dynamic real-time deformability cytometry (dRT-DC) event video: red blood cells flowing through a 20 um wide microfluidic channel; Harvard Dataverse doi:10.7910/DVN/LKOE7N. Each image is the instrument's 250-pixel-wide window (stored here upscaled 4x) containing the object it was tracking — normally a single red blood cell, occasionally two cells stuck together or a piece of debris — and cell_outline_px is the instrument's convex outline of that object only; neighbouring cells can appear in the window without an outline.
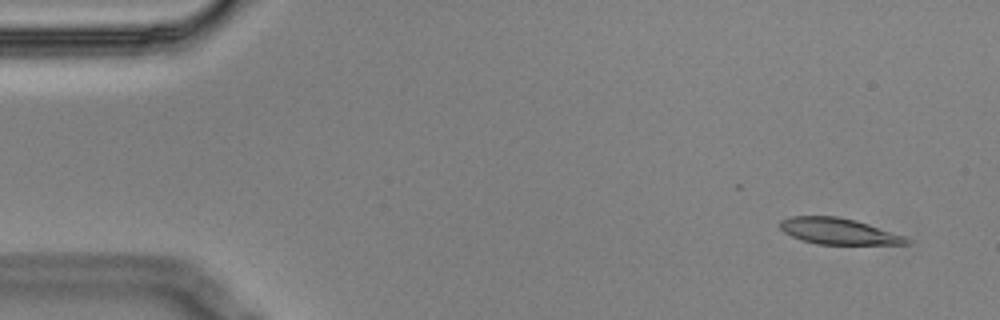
{"species": "Egyptian fruit bat (a non-hibernating species)", "species_latin": "Rousettus aegyptiacus", "temperature_condition": "cold", "stored_images_in_passage": 6, "camera_frame_rate_fps": 3000, "um_per_image_px": 0.085, "animal": {"sex": "male"}, "frame": {"image": 1, "passage_image": 1, "time_ms": 0.0, "image_size_px": [1000, 320], "cell_outline_px": [[912, 240], [908, 244], [816, 244], [800, 240], [784, 232], [780, 228], [780, 220], [792, 216], [836, 216], [856, 220], [904, 236]], "centroid_in_image_um": [71.25, 19.66], "position_along_channel_um": 13.8, "area_um2": 19.19}}
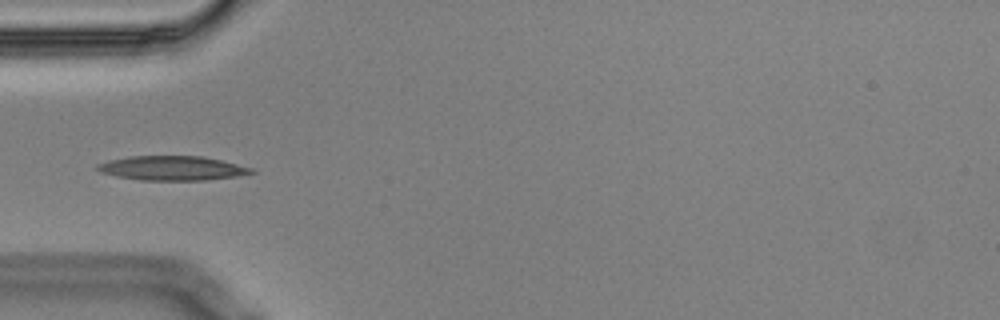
{"frame": {"image": 2, "passage_image": 5, "time_ms": 1.333, "image_size_px": [1000, 320], "cell_outline_px": [[256, 172], [236, 176], [204, 180], [140, 180], [116, 176], [100, 172], [96, 168], [96, 164], [108, 160], [128, 156], [204, 156], [252, 168]], "centroid_in_image_um": [14.59, 14.29], "position_along_channel_um": 70.4, "area_um2": 21.79}}
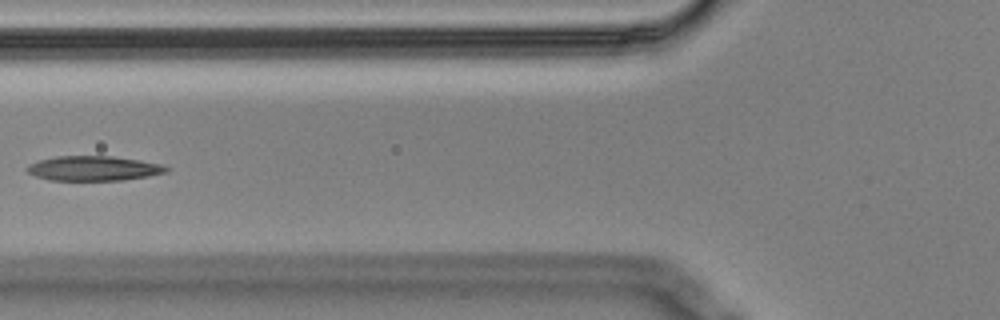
{"frame": {"image": 3, "passage_image": 6, "time_ms": 1.667, "image_size_px": [1000, 320], "cell_outline_px": [[168, 172], [148, 176], [124, 180], [48, 180], [36, 176], [28, 172], [24, 168], [28, 164], [40, 160], [56, 156], [112, 156], [140, 160], [164, 164], [168, 168]], "centroid_in_image_um": [7.96, 14.31], "position_along_channel_um": 117.8, "area_um2": 20.17}}